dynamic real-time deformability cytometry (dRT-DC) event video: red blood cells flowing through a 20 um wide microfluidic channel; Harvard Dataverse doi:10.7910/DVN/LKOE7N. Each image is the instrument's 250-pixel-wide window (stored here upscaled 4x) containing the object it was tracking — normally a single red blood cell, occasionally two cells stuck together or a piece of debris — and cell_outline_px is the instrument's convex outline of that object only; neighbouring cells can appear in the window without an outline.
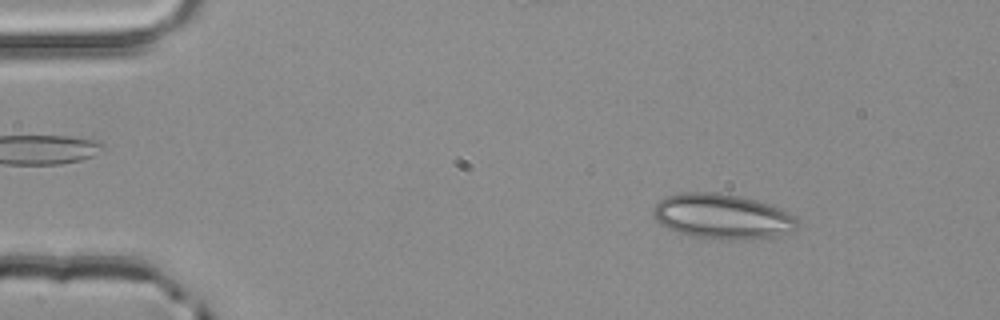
{"species": "common noctule bat (a hibernating species)", "species_latin": "Nyctalus noctula", "temperature_condition": "room temperature", "stored_images_in_passage": 3, "camera_frame_rate_fps": 3000, "um_per_image_px": 0.085, "animal": {"sex": "male", "body_mass_g": 20.4}, "frame": {"image": 1, "passage_image": 1, "time_ms": 0.0, "image_size_px": [1000, 320], "cell_outline_px": [[796, 228], [792, 232], [768, 240], [728, 240], [692, 236], [668, 228], [660, 224], [656, 220], [652, 212], [656, 204], [660, 200], [668, 196], [680, 192], [720, 192], [740, 196], [756, 200], [780, 208], [796, 216]], "centroid_in_image_um": [61.46, 18.42], "position_along_channel_um": 23.5, "area_um2": 38.38}}